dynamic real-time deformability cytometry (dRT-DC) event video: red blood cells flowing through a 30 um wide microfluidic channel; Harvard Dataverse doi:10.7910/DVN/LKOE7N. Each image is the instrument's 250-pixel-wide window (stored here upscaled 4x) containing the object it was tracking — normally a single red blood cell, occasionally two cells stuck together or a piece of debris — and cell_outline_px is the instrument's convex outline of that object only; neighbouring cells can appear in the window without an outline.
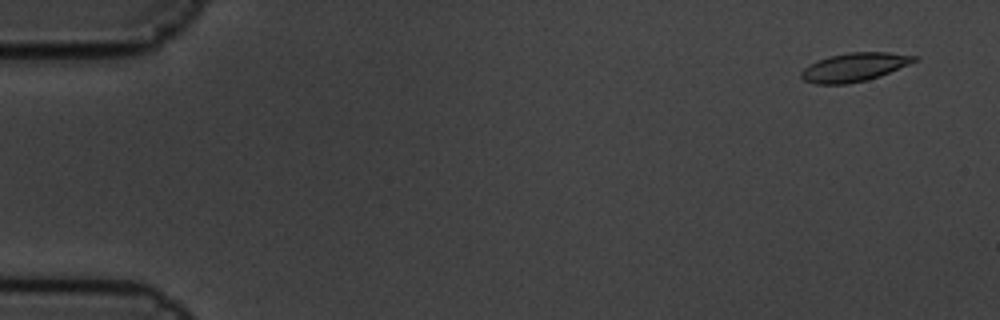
{"species": "common noctule bat (a hibernating species)", "species_latin": "Nyctalus noctula", "temperature_condition": "cold", "stored_images_in_passage": 7, "camera_frame_rate_fps": 3000, "um_per_image_px": 0.085, "animal": {"sex": "male", "body_mass_g": 19.5, "forearm_length_mm": 54.6}, "frame": {"image": 1, "passage_image": 1, "time_ms": 0.0, "image_size_px": [1000, 320], "cell_outline_px": [[920, 60], [880, 76], [848, 84], [816, 84], [804, 80], [800, 76], [800, 72], [808, 64], [828, 56], [848, 52], [888, 52], [920, 56]], "centroid_in_image_um": [72.64, 5.69], "position_along_channel_um": 12.4, "area_um2": 19.02}}
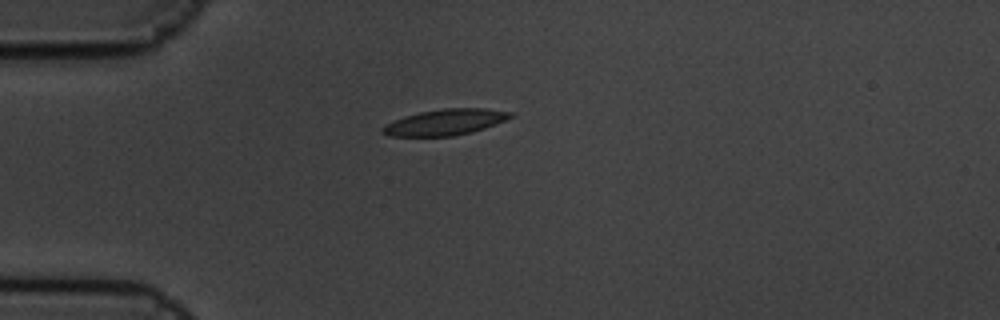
{"frame": {"image": 2, "passage_image": 5, "time_ms": 1.333, "image_size_px": [1000, 320], "cell_outline_px": [[516, 116], [484, 128], [472, 132], [452, 136], [388, 136], [380, 132], [380, 128], [404, 116], [420, 112], [444, 108], [484, 108], [512, 112]], "centroid_in_image_um": [37.86, 10.38], "position_along_channel_um": 47.1, "area_um2": 19.31}}
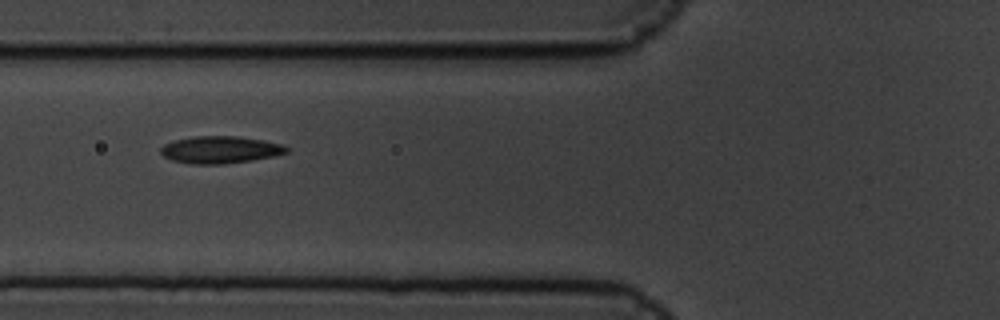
{"frame": {"image": 3, "passage_image": 7, "time_ms": 2.0, "image_size_px": [1000, 320], "cell_outline_px": [[288, 152], [272, 156], [252, 160], [224, 164], [192, 164], [172, 160], [164, 156], [160, 152], [160, 148], [164, 144], [176, 140], [196, 136], [236, 136], [264, 140], [284, 144], [288, 148]], "centroid_in_image_um": [18.73, 12.72], "position_along_channel_um": 107.1, "area_um2": 19.88}}